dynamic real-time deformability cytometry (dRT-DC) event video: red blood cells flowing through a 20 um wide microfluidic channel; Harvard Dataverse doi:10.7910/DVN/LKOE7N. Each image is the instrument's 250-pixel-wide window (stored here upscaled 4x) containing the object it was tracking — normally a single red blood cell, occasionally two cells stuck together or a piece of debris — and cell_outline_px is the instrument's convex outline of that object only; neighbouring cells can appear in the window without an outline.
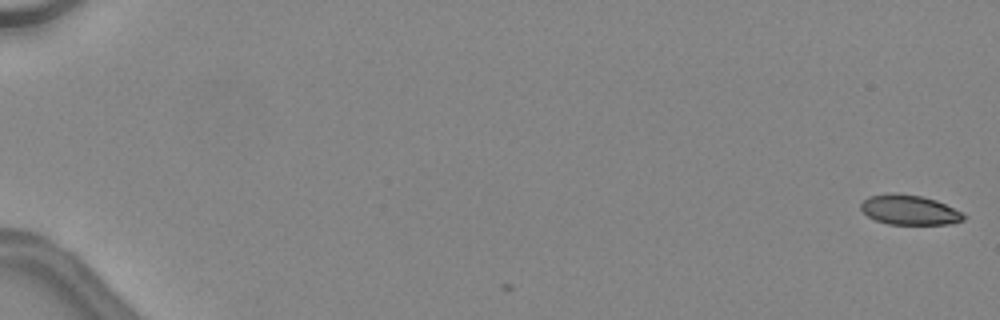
{"species": "common noctule bat (a hibernating species)", "species_latin": "Nyctalus noctula", "temperature_condition": "warm", "stored_images_in_passage": 5, "camera_frame_rate_fps": 3000, "um_per_image_px": 0.085, "animal": {"sex": "female", "body_mass_g": 24.6, "forearm_length_mm": 56.2}, "frame": {"image": 1, "passage_image": 1, "time_ms": 0.0, "image_size_px": [1000, 320], "cell_outline_px": [[968, 216], [964, 220], [952, 224], [888, 224], [876, 220], [868, 216], [860, 208], [860, 204], [868, 196], [920, 196], [936, 200]], "centroid_in_image_um": [77.35, 17.9], "position_along_channel_um": 7.7, "area_um2": 17.05}}